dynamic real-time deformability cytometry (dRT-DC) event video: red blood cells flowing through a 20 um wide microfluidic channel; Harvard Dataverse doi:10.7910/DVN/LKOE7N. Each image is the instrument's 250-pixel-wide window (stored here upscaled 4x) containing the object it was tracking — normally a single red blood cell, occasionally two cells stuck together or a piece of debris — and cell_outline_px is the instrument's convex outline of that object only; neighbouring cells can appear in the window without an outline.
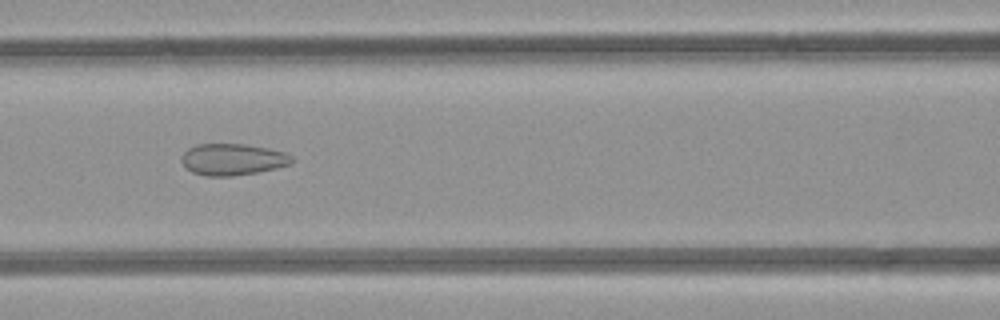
{"species": "common noctule bat (a hibernating species)", "species_latin": "Nyctalus noctula", "temperature_condition": "room temperature", "stored_images_in_passage": 6, "camera_frame_rate_fps": 3000, "um_per_image_px": 0.085, "animal": {"sex": "female", "body_mass_g": 21.9}, "frame": {"image": 1, "passage_image": 6, "time_ms": 5.667, "image_size_px": [1000, 320], "cell_outline_px": [[296, 160], [292, 164], [276, 168], [256, 172], [232, 176], [204, 176], [192, 172], [180, 160], [184, 152], [188, 148], [196, 144], [244, 144], [268, 148], [284, 152], [292, 156]], "centroid_in_image_um": [19.8, 13.55], "position_along_channel_um": 146.8, "area_um2": 20.35}}